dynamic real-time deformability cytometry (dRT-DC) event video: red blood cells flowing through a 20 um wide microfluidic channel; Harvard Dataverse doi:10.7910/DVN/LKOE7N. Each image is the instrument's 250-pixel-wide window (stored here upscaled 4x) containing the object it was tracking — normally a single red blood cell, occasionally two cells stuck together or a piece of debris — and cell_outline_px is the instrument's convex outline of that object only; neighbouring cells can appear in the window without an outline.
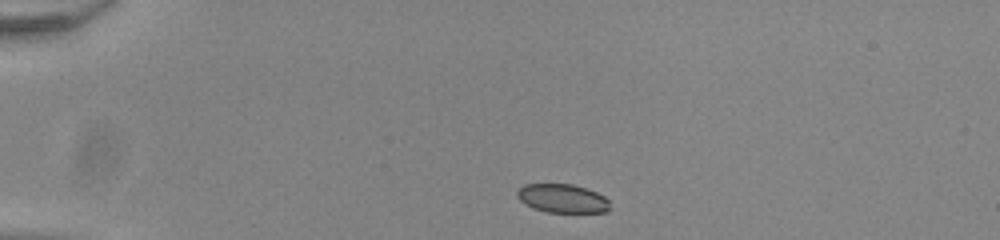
{"species": "common noctule bat (a hibernating species)", "species_latin": "Nyctalus noctula", "temperature_condition": "room temperature", "stored_images_in_passage": 42, "camera_frame_rate_fps": 3000, "um_per_image_px": 0.085, "animal": {"sex": "male", "body_mass_g": 20.0, "forearm_length_mm": 53.3}, "frame": {"image": 1, "passage_image": 1, "time_ms": 0.0, "image_size_px": [1000, 240], "cell_outline_px": [[608, 212], [548, 212], [532, 208], [524, 204], [516, 196], [516, 192], [524, 184], [572, 184], [596, 192], [604, 196], [608, 200]], "centroid_in_image_um": [47.77, 16.87], "position_along_channel_um": 37.2, "area_um2": 15.43}}
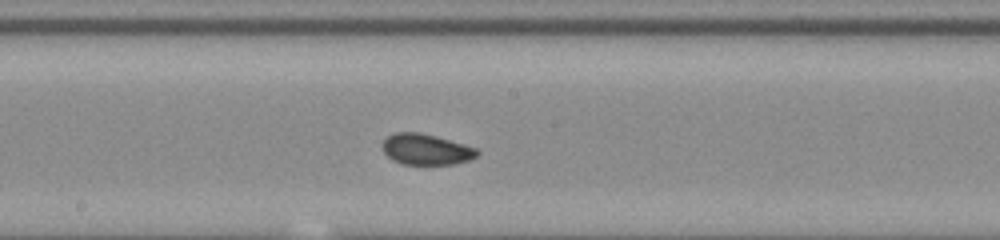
{"frame": {"image": 2, "passage_image": 19, "time_ms": 6.0, "image_size_px": [1000, 240], "cell_outline_px": [[480, 152], [476, 156], [468, 160], [452, 164], [404, 164], [392, 160], [384, 152], [380, 144], [388, 136], [396, 132], [420, 132], [436, 136], [464, 144], [476, 148]], "centroid_in_image_um": [36.19, 12.69], "position_along_channel_um": 212.0, "area_um2": 16.99}}
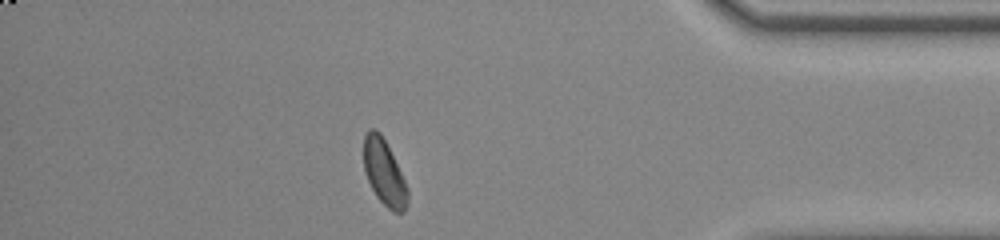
{"frame": {"image": 3, "passage_image": 36, "time_ms": 11.667, "image_size_px": [1000, 240], "cell_outline_px": [[408, 204], [404, 212], [392, 212], [376, 196], [368, 180], [364, 168], [364, 136], [368, 128], [376, 128], [380, 132], [408, 188]], "centroid_in_image_um": [32.65, 14.68], "position_along_channel_um": 402.6, "area_um2": 16.53}}